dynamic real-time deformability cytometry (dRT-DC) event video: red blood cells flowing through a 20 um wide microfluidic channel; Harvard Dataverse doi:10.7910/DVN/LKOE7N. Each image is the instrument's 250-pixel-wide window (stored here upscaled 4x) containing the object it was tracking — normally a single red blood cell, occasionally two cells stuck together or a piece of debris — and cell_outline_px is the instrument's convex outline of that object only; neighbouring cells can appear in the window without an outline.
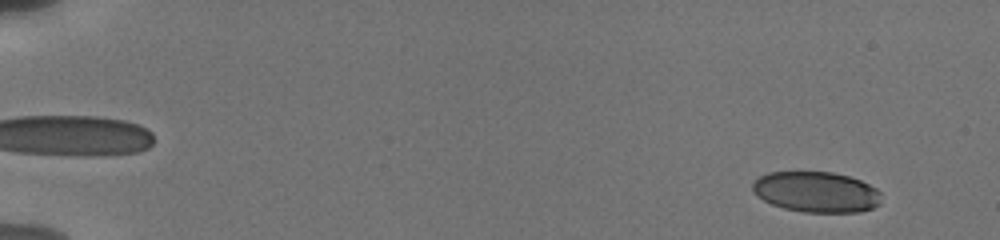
{"species": "human", "species_latin": "Homo sapiens", "temperature_condition": "cold", "stored_images_in_passage": 23, "camera_frame_rate_fps": 3000, "um_per_image_px": 0.085, "donor": {"sex": "male"}, "frame": {"image": 1, "passage_image": 2, "time_ms": 0.667, "image_size_px": [1000, 240], "cell_outline_px": [[880, 204], [872, 208], [860, 212], [804, 212], [784, 208], [772, 204], [756, 196], [752, 188], [752, 184], [760, 176], [768, 172], [832, 172], [848, 176], [860, 180], [876, 188], [880, 192]], "centroid_in_image_um": [69.39, 16.32], "position_along_channel_um": 15.6, "area_um2": 30.46}}
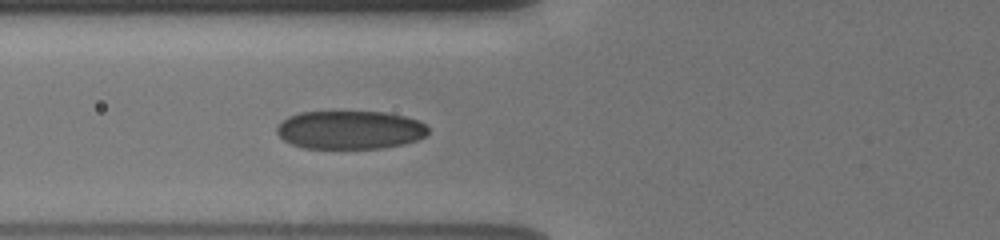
{"frame": {"image": 2, "passage_image": 15, "time_ms": 7.0, "image_size_px": [1000, 240], "cell_outline_px": [[428, 132], [424, 136], [416, 140], [404, 144], [380, 148], [304, 148], [292, 144], [284, 140], [276, 132], [276, 128], [288, 116], [300, 112], [388, 112], [404, 116], [416, 120], [424, 124], [428, 128]], "centroid_in_image_um": [29.74, 11.04], "position_along_channel_um": 96.1, "area_um2": 33.7}}
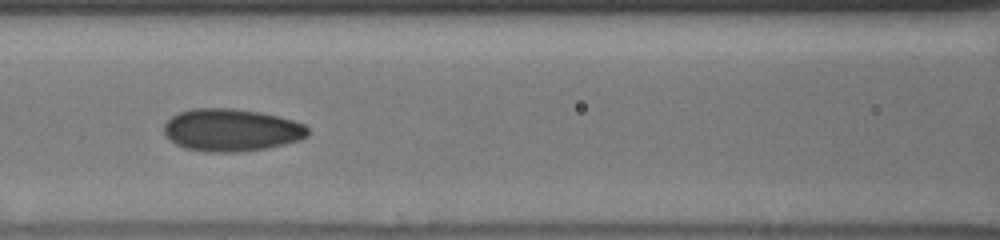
{"frame": {"image": 3, "passage_image": 20, "time_ms": 8.333, "image_size_px": [1000, 240], "cell_outline_px": [[308, 136], [300, 140], [268, 148], [236, 152], [204, 152], [184, 148], [176, 144], [164, 132], [164, 124], [172, 116], [180, 112], [192, 108], [232, 108], [260, 112], [292, 120], [304, 124], [308, 128]], "centroid_in_image_um": [19.67, 11.06], "position_along_channel_um": 146.9, "area_um2": 35.6}}